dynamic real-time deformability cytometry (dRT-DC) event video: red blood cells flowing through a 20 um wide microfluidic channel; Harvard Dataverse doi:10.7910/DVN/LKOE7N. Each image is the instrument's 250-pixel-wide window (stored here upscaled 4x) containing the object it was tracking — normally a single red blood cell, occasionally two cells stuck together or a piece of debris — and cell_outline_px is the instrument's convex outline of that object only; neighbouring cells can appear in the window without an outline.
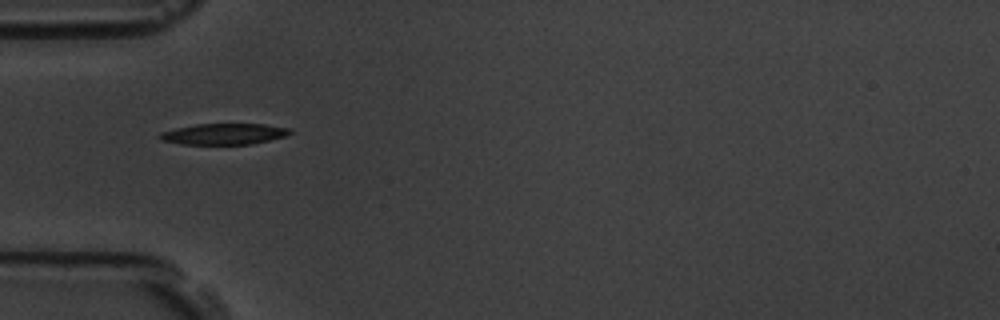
{"species": "common noctule bat (a hibernating species)", "species_latin": "Nyctalus noctula", "temperature_condition": "room temperature", "stored_images_in_passage": 2, "camera_frame_rate_fps": 3000, "um_per_image_px": 0.085, "animal": {"sex": "male", "body_mass_g": 19.5, "forearm_length_mm": 54.6}, "frame": {"image": 1, "passage_image": 1, "time_ms": 0.0, "image_size_px": [1000, 320], "cell_outline_px": [[292, 132], [284, 136], [252, 144], [180, 144], [160, 140], [156, 136], [160, 132], [176, 128], [196, 124], [264, 124], [288, 128]], "centroid_in_image_um": [18.96, 11.39], "position_along_channel_um": 66.0, "area_um2": 15.9}}
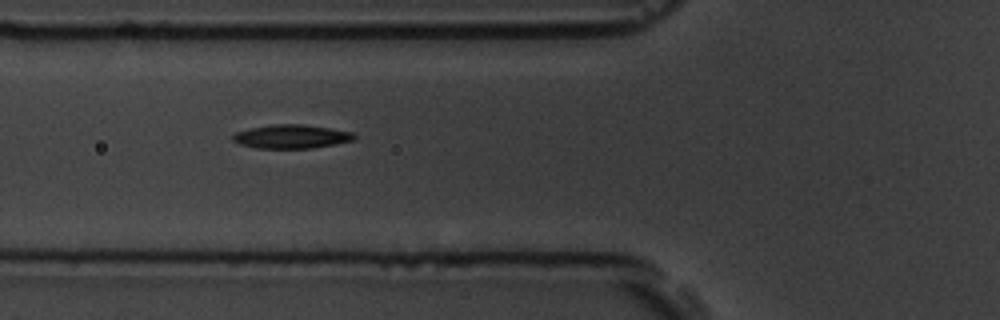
{"frame": {"image": 2, "passage_image": 2, "time_ms": 0.333, "image_size_px": [1000, 320], "cell_outline_px": [[356, 136], [352, 140], [312, 148], [256, 148], [240, 144], [232, 140], [232, 136], [236, 132], [248, 128], [272, 124], [300, 124], [328, 128], [352, 132]], "centroid_in_image_um": [24.7, 11.6], "position_along_channel_um": 101.1, "area_um2": 16.59}}